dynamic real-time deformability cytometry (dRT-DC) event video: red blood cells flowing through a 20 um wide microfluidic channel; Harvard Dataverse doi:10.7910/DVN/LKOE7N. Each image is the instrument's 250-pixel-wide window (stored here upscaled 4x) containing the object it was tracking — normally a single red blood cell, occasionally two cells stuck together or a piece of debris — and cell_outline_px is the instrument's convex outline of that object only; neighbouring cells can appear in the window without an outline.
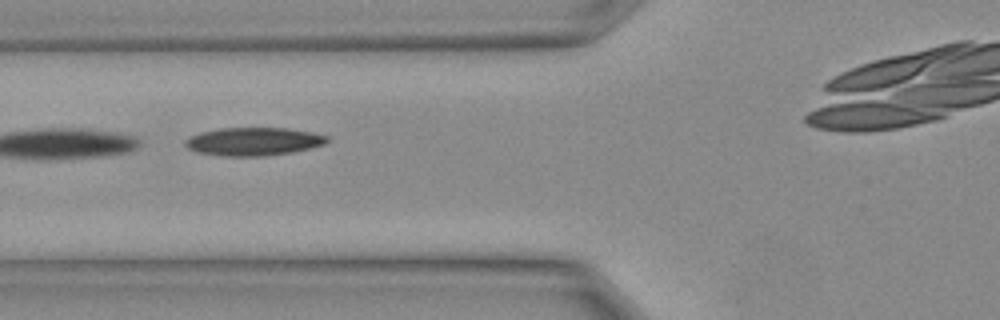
{"species": "Egyptian fruit bat (a non-hibernating species)", "species_latin": "Rousettus aegyptiacus", "temperature_condition": "warm", "stored_images_in_passage": 6, "camera_frame_rate_fps": 3000, "um_per_image_px": 0.085, "animal": {"sex": "female"}, "frame": {"image": 1, "passage_image": 3, "time_ms": 0.667, "image_size_px": [1000, 320], "cell_outline_px": [[328, 140], [324, 144], [292, 152], [264, 156], [224, 156], [200, 152], [188, 148], [184, 144], [184, 140], [200, 132], [220, 128], [288, 128], [312, 132], [328, 136]], "centroid_in_image_um": [21.55, 12.02], "position_along_channel_um": 104.3, "area_um2": 23.06}}